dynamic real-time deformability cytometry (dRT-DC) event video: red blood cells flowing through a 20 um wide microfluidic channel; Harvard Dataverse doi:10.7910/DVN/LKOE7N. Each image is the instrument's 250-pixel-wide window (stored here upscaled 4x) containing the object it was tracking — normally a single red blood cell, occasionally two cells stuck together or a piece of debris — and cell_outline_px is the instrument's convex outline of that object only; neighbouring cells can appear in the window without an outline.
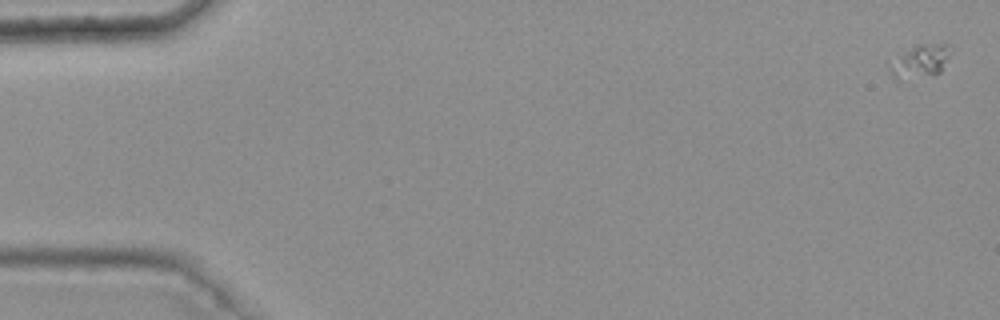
{"species": "common noctule bat (a hibernating species)", "species_latin": "Nyctalus noctula", "temperature_condition": "warm", "stored_images_in_passage": 10, "camera_frame_rate_fps": 3000, "um_per_image_px": 0.085, "animal": {"sex": "female", "body_mass_g": 25.1}, "frame": {"image": 1, "passage_image": 1, "time_ms": 0.0, "image_size_px": [1000, 320], "cell_outline_px": [[952, 48], [940, 72], [896, 80], [892, 76], [888, 68], [888, 64], [916, 44], [948, 44]], "centroid_in_image_um": [78.19, 5.18], "position_along_channel_um": 6.8, "area_um2": 11.27}}
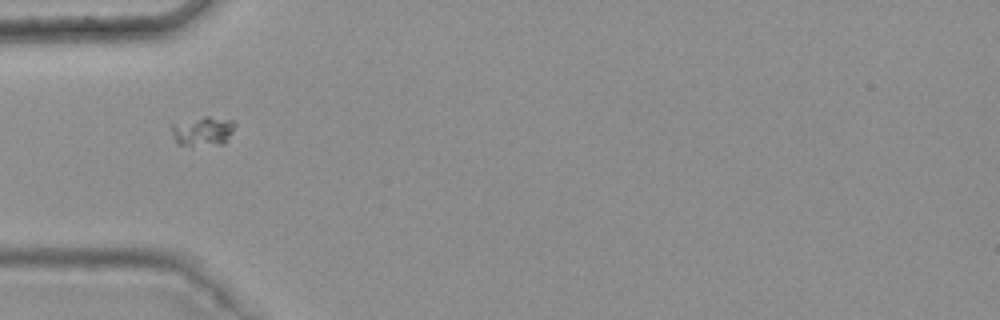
{"frame": {"image": 2, "passage_image": 5, "time_ms": 1.333, "image_size_px": [1000, 320], "cell_outline_px": [[236, 124], [232, 132], [224, 144], [176, 144], [172, 132], [172, 124], [204, 116], [208, 116], [232, 120]], "centroid_in_image_um": [17.26, 11.12], "position_along_channel_um": 67.7, "area_um2": 10.52}}